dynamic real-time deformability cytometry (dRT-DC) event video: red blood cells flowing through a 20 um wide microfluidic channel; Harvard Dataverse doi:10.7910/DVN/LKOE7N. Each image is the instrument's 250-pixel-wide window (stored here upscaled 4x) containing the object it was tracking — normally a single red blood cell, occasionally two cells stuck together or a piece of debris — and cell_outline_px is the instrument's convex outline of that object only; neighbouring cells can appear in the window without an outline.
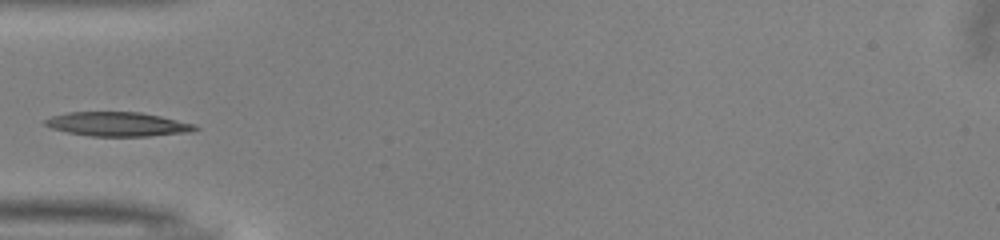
{"species": "common noctule bat (a hibernating species)", "species_latin": "Nyctalus noctula", "temperature_condition": "warm", "stored_images_in_passage": 35, "camera_frame_rate_fps": 3000, "um_per_image_px": 0.085, "animal": {"sex": "male", "body_mass_g": 13.0, "forearm_length_mm": 53.1}, "frame": {"image": 1, "passage_image": 1, "time_ms": 0.0, "image_size_px": [1000, 240], "cell_outline_px": [[200, 128], [192, 132], [148, 136], [92, 136], [68, 132], [52, 128], [44, 124], [44, 120], [52, 116], [68, 112], [140, 112], [160, 116], [196, 124]], "centroid_in_image_um": [10.05, 10.55], "position_along_channel_um": 75.0, "area_um2": 21.1}}
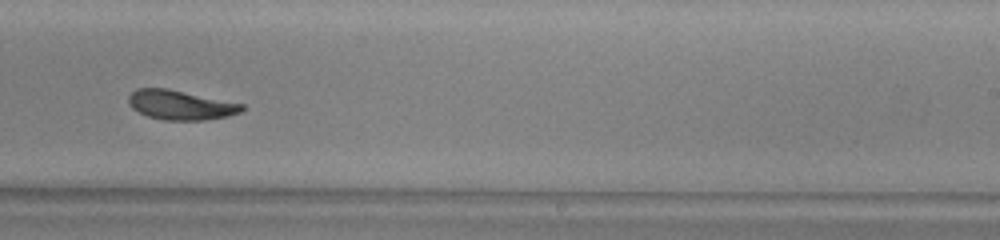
{"frame": {"image": 2, "passage_image": 16, "time_ms": 5.0, "image_size_px": [1000, 240], "cell_outline_px": [[244, 108], [240, 112], [228, 116], [204, 120], [164, 120], [148, 116], [132, 108], [128, 104], [128, 96], [136, 88], [168, 88], [244, 104]], "centroid_in_image_um": [15.33, 8.91], "position_along_channel_um": 273.7, "area_um2": 19.48}}
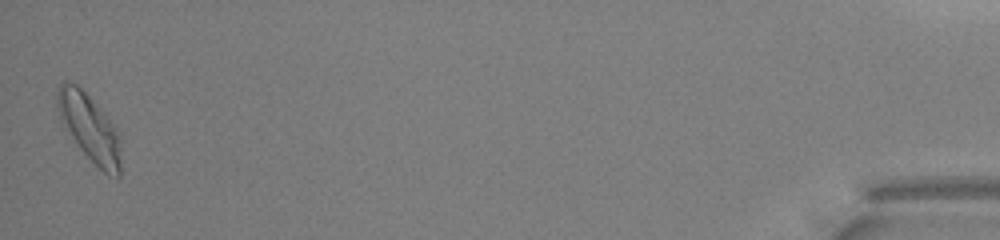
{"frame": {"image": 3, "passage_image": 35, "time_ms": 11.333, "image_size_px": [1000, 240], "cell_outline_px": [[120, 176], [116, 180], [108, 176], [80, 148], [60, 120], [56, 108], [56, 92], [60, 84], [64, 80], [68, 80], [76, 84], [104, 112], [116, 128], [120, 140]], "centroid_in_image_um": [7.6, 10.85], "position_along_channel_um": 427.6, "area_um2": 24.8}}